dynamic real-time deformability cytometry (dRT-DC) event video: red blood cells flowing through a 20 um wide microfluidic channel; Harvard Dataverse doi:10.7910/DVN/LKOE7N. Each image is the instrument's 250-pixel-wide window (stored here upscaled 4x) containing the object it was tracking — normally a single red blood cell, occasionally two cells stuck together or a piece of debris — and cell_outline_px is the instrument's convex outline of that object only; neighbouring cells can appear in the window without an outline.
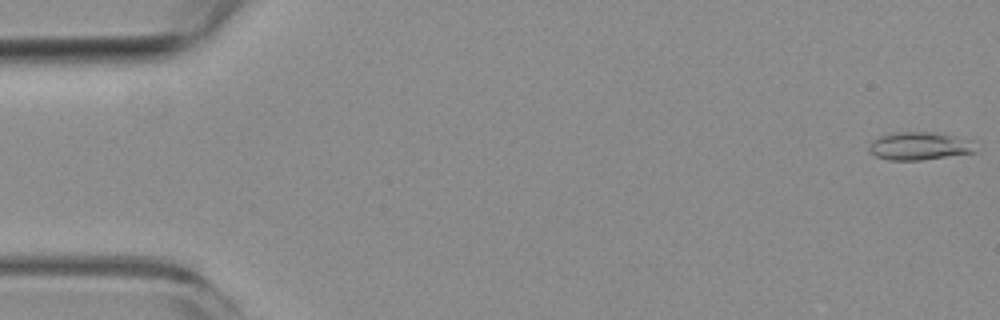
{"species": "common noctule bat (a hibernating species)", "species_latin": "Nyctalus noctula", "temperature_condition": "room temperature", "stored_images_in_passage": 5, "camera_frame_rate_fps": 3000, "um_per_image_px": 0.085, "animal": {"sex": "female", "body_mass_g": 19.3, "forearm_length_mm": 54.1}, "frame": {"image": 1, "passage_image": 1, "time_ms": 0.0, "image_size_px": [1000, 320], "cell_outline_px": [[976, 152], [920, 160], [888, 160], [876, 156], [868, 152], [868, 148], [872, 140], [880, 136], [892, 132], [936, 132], [952, 136]], "centroid_in_image_um": [77.91, 12.42], "position_along_channel_um": 7.1, "area_um2": 16.53}}
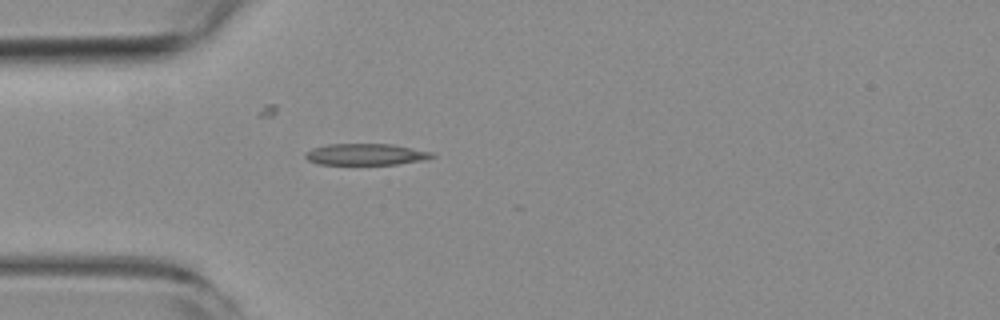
{"frame": {"image": 2, "passage_image": 5, "time_ms": 5.0, "image_size_px": [1000, 320], "cell_outline_px": [[436, 156], [428, 160], [396, 164], [320, 164], [308, 160], [304, 156], [304, 152], [312, 148], [328, 144], [392, 144], [432, 152]], "centroid_in_image_um": [31.11, 13.12], "position_along_channel_um": 53.9, "area_um2": 15.9}}